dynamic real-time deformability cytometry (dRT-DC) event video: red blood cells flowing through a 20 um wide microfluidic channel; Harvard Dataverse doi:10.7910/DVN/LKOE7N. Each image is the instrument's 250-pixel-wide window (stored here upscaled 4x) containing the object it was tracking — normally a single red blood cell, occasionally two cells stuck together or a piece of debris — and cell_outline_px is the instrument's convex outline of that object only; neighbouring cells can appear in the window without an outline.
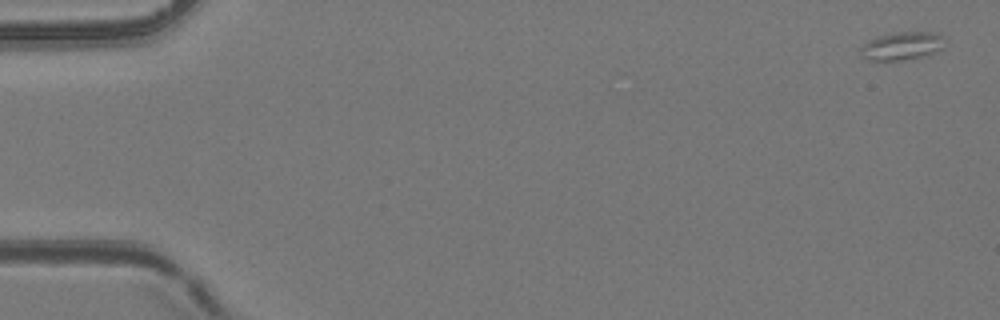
{"species": "common noctule bat (a hibernating species)", "species_latin": "Nyctalus noctula", "temperature_condition": "room temperature", "stored_images_in_passage": 7, "camera_frame_rate_fps": 3000, "um_per_image_px": 0.085, "animal": {"sex": "female", "body_mass_g": 24.6, "forearm_length_mm": 56.2}, "frame": {"image": 1, "passage_image": 1, "time_ms": 0.0, "image_size_px": [1000, 320], "cell_outline_px": [[948, 40], [940, 48], [932, 52], [920, 56], [904, 60], [868, 60], [860, 52], [860, 48], [868, 40], [876, 36], [896, 32], [932, 32], [944, 36]], "centroid_in_image_um": [76.66, 3.88], "position_along_channel_um": 8.3, "area_um2": 13.64}}
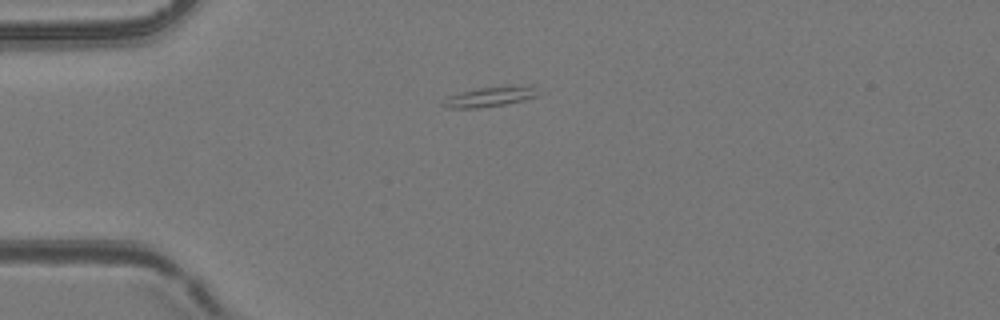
{"frame": {"image": 2, "passage_image": 5, "time_ms": 4.333, "image_size_px": [1000, 320], "cell_outline_px": [[536, 96], [524, 100], [504, 104], [480, 108], [448, 108], [440, 104], [448, 96], [480, 88], [532, 84]], "centroid_in_image_um": [41.62, 8.23], "position_along_channel_um": 43.4, "area_um2": 10.75}}